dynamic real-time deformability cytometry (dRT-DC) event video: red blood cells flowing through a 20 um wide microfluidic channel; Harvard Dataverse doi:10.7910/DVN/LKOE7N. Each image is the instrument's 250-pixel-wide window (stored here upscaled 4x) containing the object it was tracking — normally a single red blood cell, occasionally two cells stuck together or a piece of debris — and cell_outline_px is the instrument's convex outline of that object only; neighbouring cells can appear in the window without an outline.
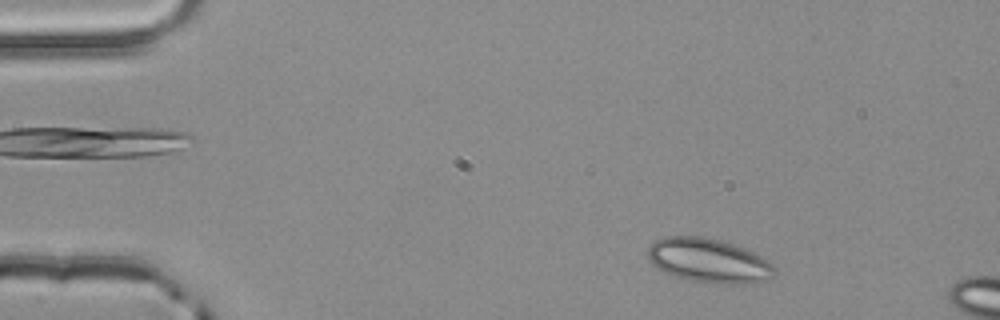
{"species": "common noctule bat (a hibernating species)", "species_latin": "Nyctalus noctula", "temperature_condition": "room temperature", "stored_images_in_passage": 3, "camera_frame_rate_fps": 3000, "um_per_image_px": 0.085, "animal": {"sex": "male", "body_mass_g": 20.4}, "frame": {"image": 1, "passage_image": 3, "time_ms": 0.667, "image_size_px": [1000, 320], "cell_outline_px": [[776, 272], [772, 276], [764, 280], [752, 284], [724, 284], [688, 280], [672, 276], [656, 268], [648, 260], [648, 244], [664, 236], [704, 236], [720, 240], [744, 248], [768, 260], [776, 268]], "centroid_in_image_um": [60.21, 22.15], "position_along_channel_um": 24.8, "area_um2": 33.0}}